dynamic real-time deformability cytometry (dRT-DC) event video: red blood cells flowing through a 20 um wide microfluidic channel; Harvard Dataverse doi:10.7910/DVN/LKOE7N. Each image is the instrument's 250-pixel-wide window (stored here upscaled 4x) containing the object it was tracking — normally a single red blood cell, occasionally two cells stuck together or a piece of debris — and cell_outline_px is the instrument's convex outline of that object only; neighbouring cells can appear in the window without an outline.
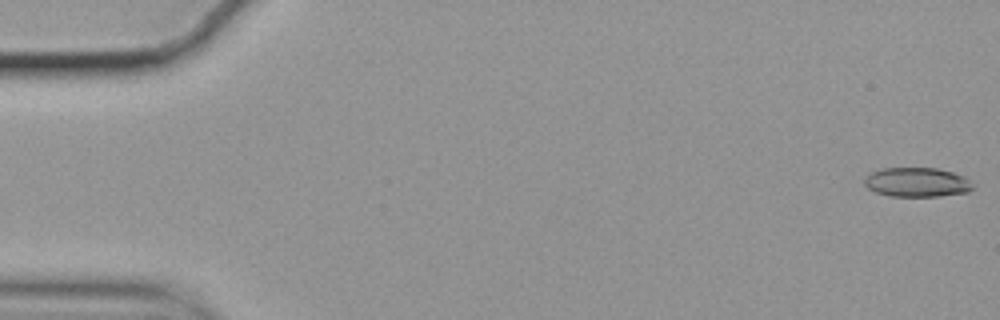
{"species": "common noctule bat (a hibernating species)", "species_latin": "Nyctalus noctula", "temperature_condition": "cold", "stored_images_in_passage": 57, "camera_frame_rate_fps": 3000, "um_per_image_px": 0.085, "animal": {"sex": "female", "body_mass_g": 19.9}, "frame": {"image": 1, "passage_image": 1, "time_ms": 0.0, "image_size_px": [1000, 320], "cell_outline_px": [[972, 188], [968, 192], [940, 196], [888, 196], [876, 192], [868, 188], [864, 184], [864, 180], [872, 172], [884, 168], [936, 168], [952, 172], [964, 176], [972, 184]], "centroid_in_image_um": [77.94, 15.49], "position_along_channel_um": 7.1, "area_um2": 18.38}}
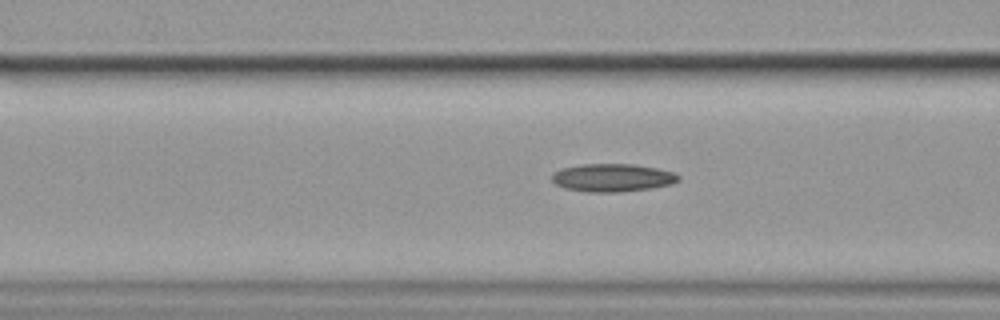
{"frame": {"image": 2, "passage_image": 22, "time_ms": 7.0, "image_size_px": [1000, 320], "cell_outline_px": [[680, 180], [672, 184], [652, 188], [616, 192], [588, 192], [564, 188], [556, 184], [552, 180], [552, 172], [560, 168], [580, 164], [632, 164], [656, 168], [676, 172], [680, 176]], "centroid_in_image_um": [52.06, 15.1], "position_along_channel_um": 114.5, "area_um2": 20.81}}
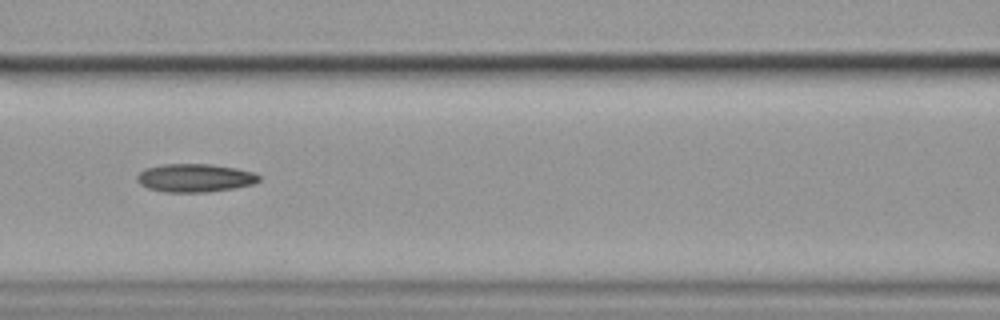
{"frame": {"image": 3, "passage_image": 25, "time_ms": 8.0, "image_size_px": [1000, 320], "cell_outline_px": [[260, 180], [252, 184], [232, 188], [204, 192], [164, 192], [148, 188], [140, 184], [136, 180], [136, 176], [144, 168], [164, 164], [212, 164], [236, 168], [256, 172], [260, 176]], "centroid_in_image_um": [16.55, 15.11], "position_along_channel_um": 150.0, "area_um2": 20.11}, "authors_computed_cell_mechanics": {"area_um2": 19.5942, "velocity_mm_per_s": 3.5178, "shape_relaxation_time_tau1_ms": 2.247, "shape_relaxation_time_tau2_ms": null, "deformation_change_tau1": 0.1642, "deformation_change_tau2": null}}